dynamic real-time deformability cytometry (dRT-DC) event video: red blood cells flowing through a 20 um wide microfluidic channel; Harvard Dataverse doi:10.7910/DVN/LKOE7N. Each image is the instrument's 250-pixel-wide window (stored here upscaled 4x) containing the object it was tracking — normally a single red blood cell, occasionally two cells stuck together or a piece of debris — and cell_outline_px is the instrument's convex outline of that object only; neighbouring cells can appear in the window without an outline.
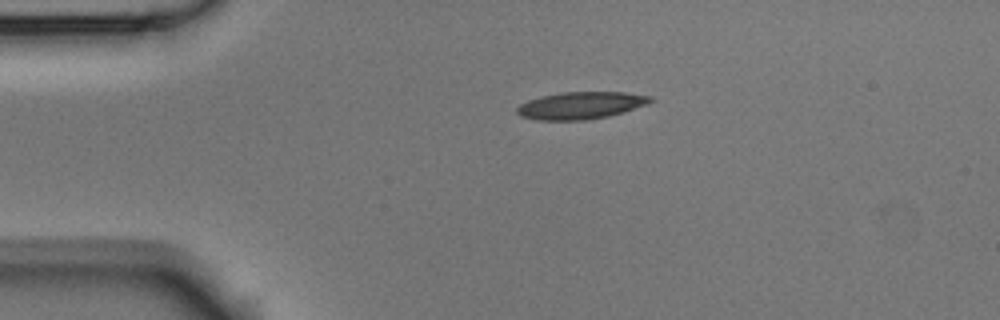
{"species": "Egyptian fruit bat (a non-hibernating species)", "species_latin": "Rousettus aegyptiacus", "temperature_condition": "room temperature", "stored_images_in_passage": 2, "camera_frame_rate_fps": 3000, "um_per_image_px": 0.085, "animal": {"sex": "male"}, "frame": {"image": 1, "passage_image": 1, "time_ms": 0.0, "image_size_px": [1000, 320], "cell_outline_px": [[656, 100], [648, 104], [624, 112], [608, 116], [584, 120], [536, 120], [520, 116], [516, 112], [516, 108], [520, 104], [528, 100], [540, 96], [564, 92], [624, 92], [652, 96]], "centroid_in_image_um": [49.38, 8.96], "position_along_channel_um": 35.6, "area_um2": 21.33}}